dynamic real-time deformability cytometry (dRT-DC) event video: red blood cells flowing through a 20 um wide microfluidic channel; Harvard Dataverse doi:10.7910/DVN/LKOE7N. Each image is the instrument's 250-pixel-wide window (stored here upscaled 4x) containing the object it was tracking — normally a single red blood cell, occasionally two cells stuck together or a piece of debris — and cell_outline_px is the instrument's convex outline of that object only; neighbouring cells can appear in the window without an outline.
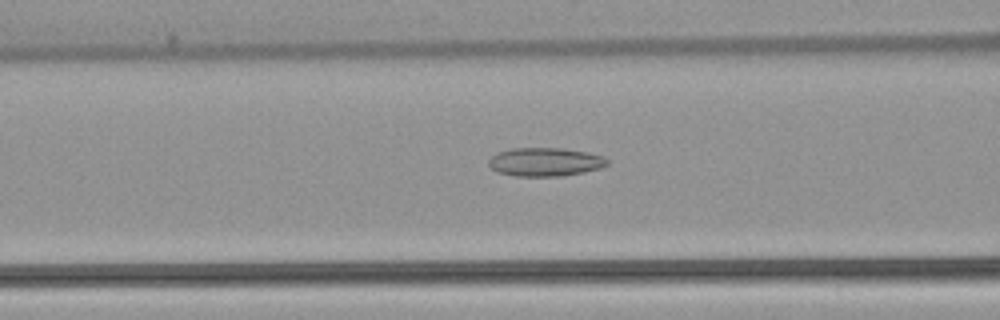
{"species": "common noctule bat (a hibernating species)", "species_latin": "Nyctalus noctula", "temperature_condition": "warm", "stored_images_in_passage": 53, "camera_frame_rate_fps": 3000, "um_per_image_px": 0.085, "animal": {"sex": "female", "body_mass_g": 22.7, "forearm_length_mm": 54.2}, "frame": {"image": 1, "passage_image": 21, "time_ms": 6.667, "image_size_px": [1000, 320], "cell_outline_px": [[608, 164], [600, 168], [584, 172], [560, 176], [516, 176], [496, 172], [488, 164], [488, 160], [496, 152], [512, 148], [564, 148], [588, 152], [604, 156], [608, 160]], "centroid_in_image_um": [46.33, 13.76], "position_along_channel_um": 120.3, "area_um2": 19.88}}
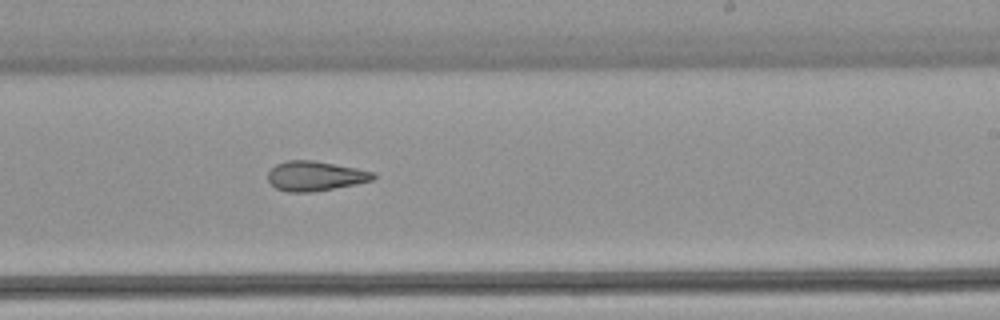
{"frame": {"image": 2, "passage_image": 32, "time_ms": 10.333, "image_size_px": [1000, 320], "cell_outline_px": [[376, 176], [372, 180], [356, 184], [312, 192], [288, 192], [276, 188], [268, 180], [268, 172], [276, 164], [284, 160], [312, 160], [356, 168], [376, 172]], "centroid_in_image_um": [26.79, 14.95], "position_along_channel_um": 262.2, "area_um2": 18.21}}
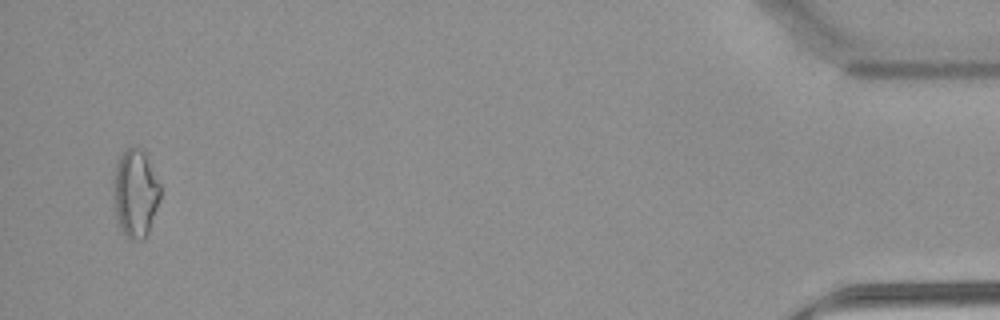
{"frame": {"image": 3, "passage_image": 51, "time_ms": 16.667, "image_size_px": [1000, 320], "cell_outline_px": [[160, 200], [148, 232], [144, 236], [132, 240], [128, 240], [124, 236], [116, 220], [112, 192], [112, 184], [116, 160], [124, 148], [132, 144], [140, 148], [144, 152], [160, 184]], "centroid_in_image_um": [11.46, 16.38], "position_along_channel_um": 423.7, "area_um2": 24.57}, "authors_computed_cell_mechanics": {"area_um2": 20.808, "velocity_mm_per_s": 3.8825, "shape_relaxation_time_tau1_ms": null, "shape_relaxation_time_tau2_ms": 4.3373, "deformation_change_tau1": null, "deformation_change_tau2": 0.1315}}